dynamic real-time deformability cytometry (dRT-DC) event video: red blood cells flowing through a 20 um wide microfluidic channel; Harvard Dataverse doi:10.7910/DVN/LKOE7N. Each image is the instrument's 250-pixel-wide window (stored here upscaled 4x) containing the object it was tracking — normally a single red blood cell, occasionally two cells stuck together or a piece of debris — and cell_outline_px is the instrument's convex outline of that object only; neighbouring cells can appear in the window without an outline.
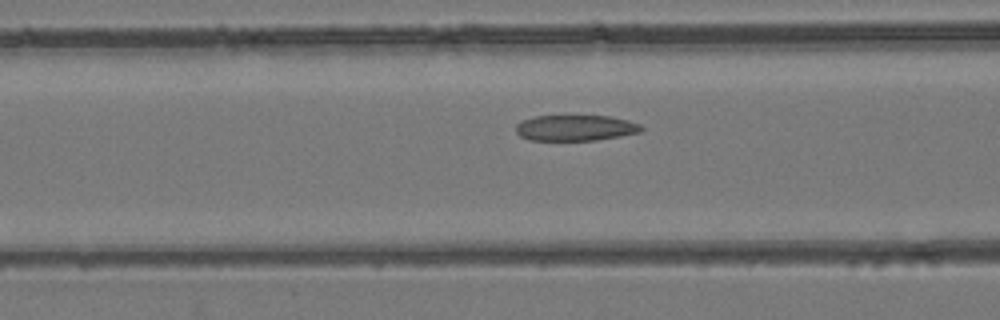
{"species": "common noctule bat (a hibernating species)", "species_latin": "Nyctalus noctula", "temperature_condition": "room temperature", "stored_images_in_passage": 45, "camera_frame_rate_fps": 3000, "um_per_image_px": 0.085, "animal": {"sex": "female", "body_mass_g": 24.6, "forearm_length_mm": 56.2}, "frame": {"image": 1, "passage_image": 16, "time_ms": 5.0, "image_size_px": [1000, 320], "cell_outline_px": [[644, 128], [640, 132], [620, 136], [596, 140], [528, 140], [520, 136], [516, 132], [516, 124], [532, 116], [608, 116], [628, 120], [640, 124]], "centroid_in_image_um": [48.91, 10.87], "position_along_channel_um": 117.7, "area_um2": 18.84}}
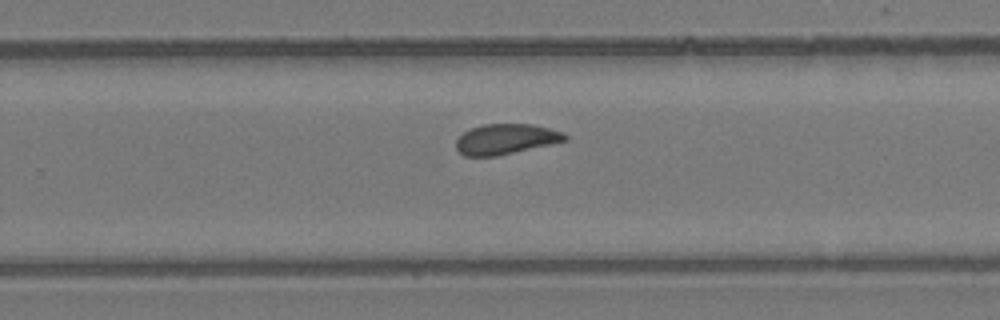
{"frame": {"image": 2, "passage_image": 28, "time_ms": 9.0, "image_size_px": [1000, 320], "cell_outline_px": [[568, 140], [496, 156], [464, 156], [456, 148], [456, 140], [464, 132], [472, 128], [484, 124], [532, 124], [564, 132], [568, 136]], "centroid_in_image_um": [43.0, 11.82], "position_along_channel_um": 286.8, "area_um2": 19.07}}
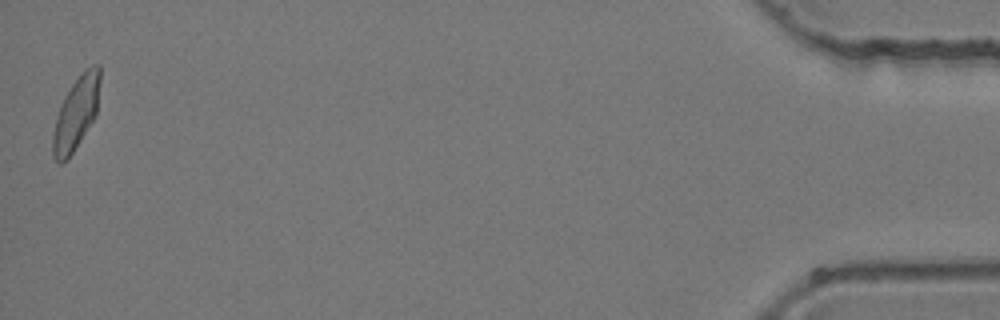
{"frame": {"image": 3, "passage_image": 45, "time_ms": 14.667, "image_size_px": [1000, 320], "cell_outline_px": [[100, 80], [96, 116], [72, 152], [60, 164], [52, 156], [52, 132], [56, 116], [64, 96], [72, 84], [92, 64], [100, 64]], "centroid_in_image_um": [6.46, 9.62], "position_along_channel_um": 428.7, "area_um2": 19.71}}